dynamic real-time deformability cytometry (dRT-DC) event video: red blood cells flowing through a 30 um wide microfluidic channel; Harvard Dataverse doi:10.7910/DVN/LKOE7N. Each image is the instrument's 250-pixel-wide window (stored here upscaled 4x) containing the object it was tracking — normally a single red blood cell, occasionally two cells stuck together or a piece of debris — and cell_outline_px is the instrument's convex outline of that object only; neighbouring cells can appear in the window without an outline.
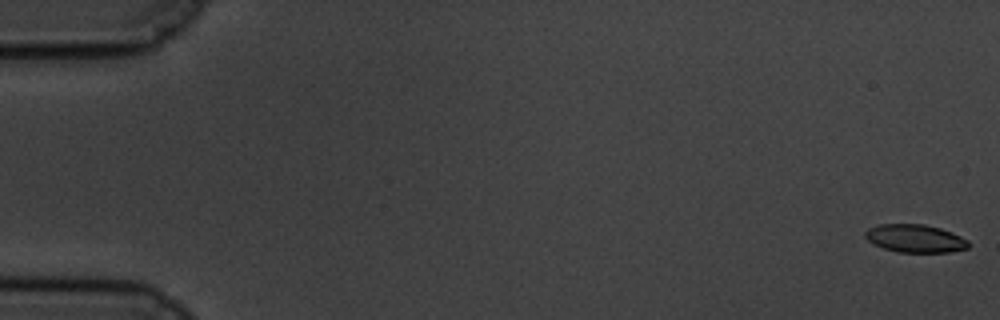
{"species": "common noctule bat (a hibernating species)", "species_latin": "Nyctalus noctula", "temperature_condition": "cold", "stored_images_in_passage": 60, "camera_frame_rate_fps": 3000, "um_per_image_px": 0.085, "animal": {"sex": "male", "body_mass_g": 19.5, "forearm_length_mm": 54.6}, "frame": {"image": 1, "passage_image": 1, "time_ms": 0.0, "image_size_px": [1000, 320], "cell_outline_px": [[968, 248], [948, 252], [896, 252], [872, 244], [864, 236], [864, 232], [868, 228], [880, 224], [924, 224], [940, 228], [952, 232], [968, 240]], "centroid_in_image_um": [77.76, 20.26], "position_along_channel_um": 7.2, "area_um2": 16.88}}
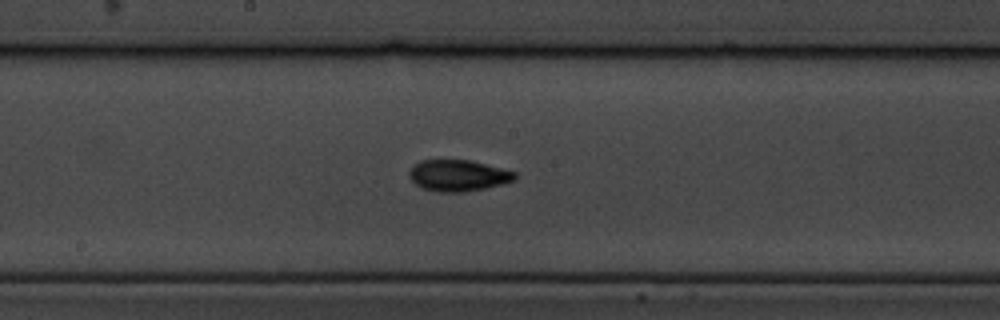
{"frame": {"image": 2, "passage_image": 32, "time_ms": 10.333, "image_size_px": [1000, 320], "cell_outline_px": [[516, 180], [504, 184], [484, 188], [460, 192], [436, 192], [424, 188], [416, 184], [408, 176], [408, 172], [420, 160], [468, 160], [516, 172]], "centroid_in_image_um": [38.94, 14.92], "position_along_channel_um": 209.3, "area_um2": 19.07}}
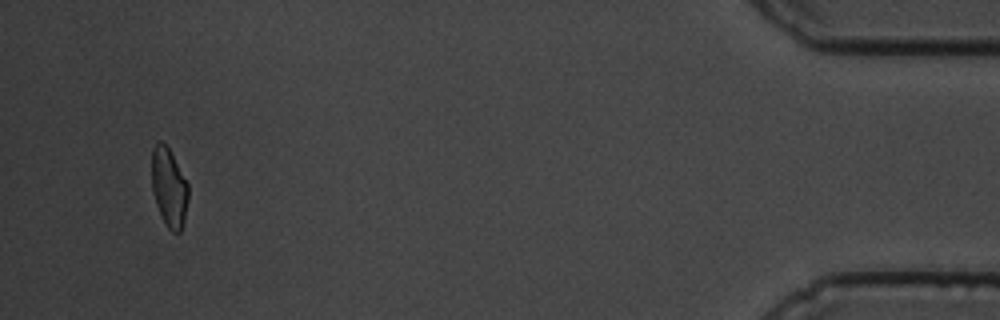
{"frame": {"image": 3, "passage_image": 57, "time_ms": 18.667, "image_size_px": [1000, 320], "cell_outline_px": [[188, 200], [184, 220], [180, 232], [172, 232], [164, 224], [156, 204], [152, 192], [152, 148], [156, 140], [160, 140], [168, 148], [188, 184]], "centroid_in_image_um": [14.35, 15.94], "position_along_channel_um": 420.9, "area_um2": 16.76}, "authors_computed_cell_mechanics": {"area_um2": 17.9469, "velocity_mm_per_s": 3.4117, "shape_relaxation_time_tau1_ms": 2.884, "shape_relaxation_time_tau2_ms": 3.0883, "deformation_change_tau1": 0.108, "deformation_change_tau2": 0.0736}}